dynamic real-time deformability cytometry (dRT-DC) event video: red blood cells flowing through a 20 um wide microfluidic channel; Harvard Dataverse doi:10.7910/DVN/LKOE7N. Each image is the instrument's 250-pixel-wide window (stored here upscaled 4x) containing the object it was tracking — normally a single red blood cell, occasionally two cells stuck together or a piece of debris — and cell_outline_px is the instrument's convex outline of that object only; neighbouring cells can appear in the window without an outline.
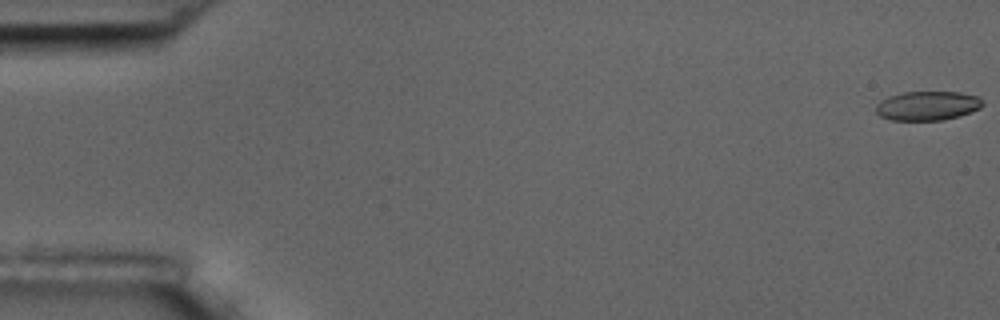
{"species": "common noctule bat (a hibernating species)", "species_latin": "Nyctalus noctula", "temperature_condition": "room temperature", "stored_images_in_passage": 6, "camera_frame_rate_fps": 3000, "um_per_image_px": 0.085, "animal": {"sex": "male", "body_mass_g": 17.5, "forearm_length_mm": 52.3}, "frame": {"image": 1, "passage_image": 1, "time_ms": 0.0, "image_size_px": [1000, 320], "cell_outline_px": [[984, 104], [980, 108], [972, 112], [960, 116], [944, 120], [892, 120], [880, 116], [876, 112], [876, 104], [880, 100], [888, 96], [904, 92], [960, 92], [980, 96]], "centroid_in_image_um": [78.86, 8.98], "position_along_channel_um": 6.1, "area_um2": 18.38}}
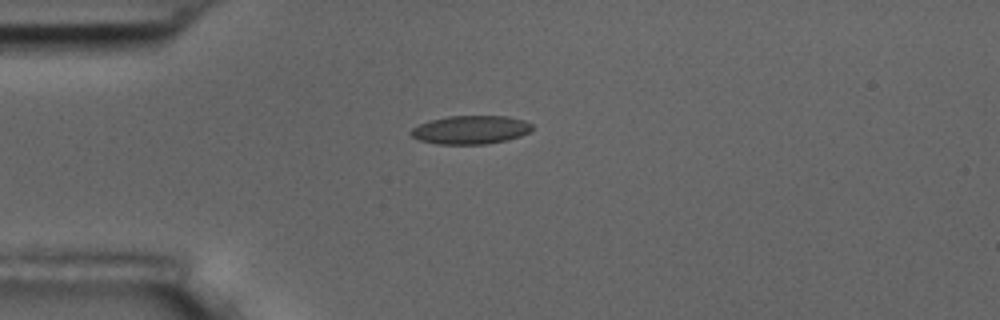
{"frame": {"image": 2, "passage_image": 5, "time_ms": 4.667, "image_size_px": [1000, 320], "cell_outline_px": [[532, 132], [508, 140], [484, 144], [436, 144], [420, 140], [412, 136], [408, 132], [412, 128], [428, 120], [448, 116], [508, 116], [524, 120], [532, 124]], "centroid_in_image_um": [40.01, 11.03], "position_along_channel_um": 45.0, "area_um2": 20.29}}